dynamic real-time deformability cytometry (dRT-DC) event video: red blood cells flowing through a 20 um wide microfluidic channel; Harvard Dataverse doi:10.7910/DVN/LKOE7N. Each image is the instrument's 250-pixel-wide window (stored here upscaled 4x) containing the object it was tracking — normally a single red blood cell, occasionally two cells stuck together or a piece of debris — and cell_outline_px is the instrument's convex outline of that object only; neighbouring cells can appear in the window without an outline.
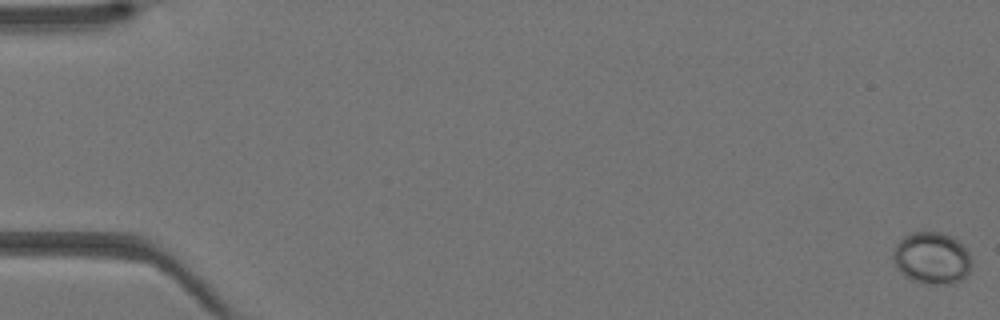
{"species": "Egyptian fruit bat (a non-hibernating species)", "species_latin": "Rousettus aegyptiacus", "temperature_condition": "warm", "stored_images_in_passage": 44, "camera_frame_rate_fps": 3000, "um_per_image_px": 0.085, "animal": {"sex": "female"}, "frame": {"image": 1, "passage_image": 1, "time_ms": 0.0, "image_size_px": [1000, 320], "cell_outline_px": [[972, 264], [968, 272], [960, 280], [952, 284], [924, 284], [912, 280], [904, 276], [896, 268], [892, 260], [892, 252], [896, 244], [904, 236], [912, 232], [940, 232], [952, 236], [968, 248], [972, 260]], "centroid_in_image_um": [79.2, 21.94], "position_along_channel_um": 5.8, "area_um2": 24.22}}
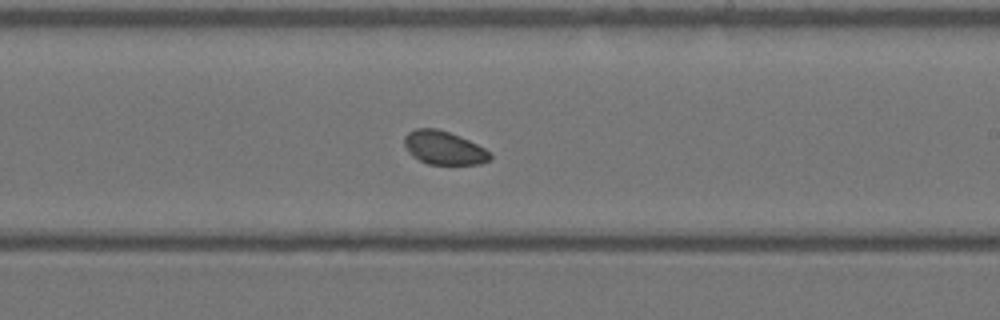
{"frame": {"image": 2, "passage_image": 27, "time_ms": 8.667, "image_size_px": [1000, 320], "cell_outline_px": [[492, 156], [488, 160], [480, 164], [428, 164], [412, 156], [404, 148], [404, 136], [408, 132], [416, 128], [436, 128], [460, 136], [484, 148]], "centroid_in_image_um": [37.68, 12.56], "position_along_channel_um": 251.3, "area_um2": 16.65}}
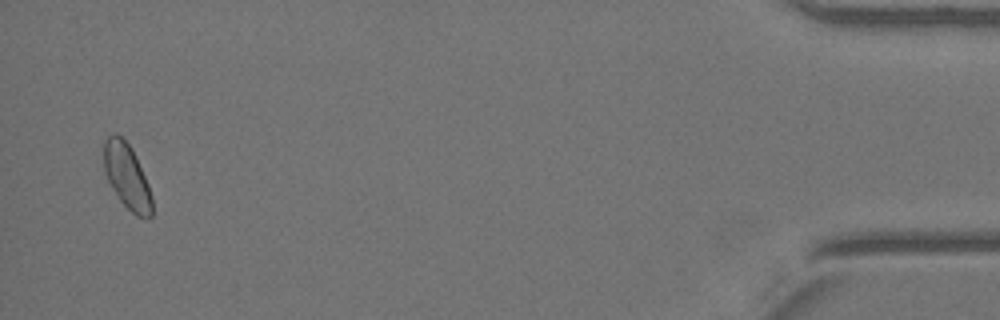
{"frame": {"image": 3, "passage_image": 43, "time_ms": 14.0, "image_size_px": [1000, 320], "cell_outline_px": [[152, 216], [148, 220], [136, 216], [120, 200], [112, 188], [104, 172], [104, 140], [112, 132], [116, 132], [132, 148], [148, 184], [152, 196]], "centroid_in_image_um": [10.79, 15.0], "position_along_channel_um": 424.4, "area_um2": 18.32}}